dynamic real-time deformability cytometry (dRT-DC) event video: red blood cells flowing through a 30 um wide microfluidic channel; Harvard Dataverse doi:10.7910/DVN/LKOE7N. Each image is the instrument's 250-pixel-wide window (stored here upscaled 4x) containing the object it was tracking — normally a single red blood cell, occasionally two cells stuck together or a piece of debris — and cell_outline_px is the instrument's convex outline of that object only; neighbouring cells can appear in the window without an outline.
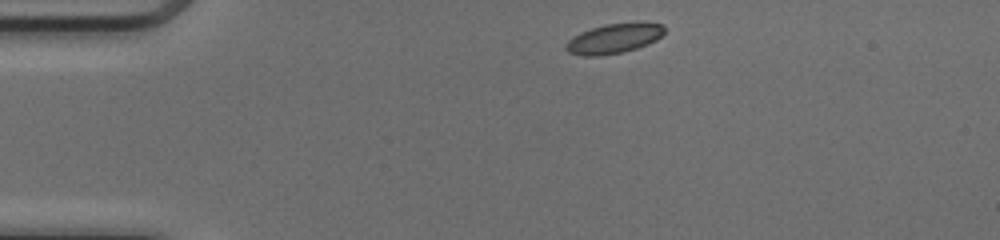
{"species": "common noctule bat (a hibernating species)", "species_latin": "Nyctalus noctula", "temperature_condition": "cold", "stored_images_in_passage": 41, "camera_frame_rate_fps": 3000, "um_per_image_px": 0.085, "animal": {"sex": "female", "body_mass_g": 17.0, "forearm_length_mm": 48.0}, "frame": {"image": 1, "passage_image": 1, "time_ms": 0.0, "image_size_px": [1000, 240], "cell_outline_px": [[664, 32], [656, 40], [648, 44], [624, 52], [600, 56], [580, 56], [568, 52], [564, 48], [568, 40], [580, 32], [604, 24], [664, 24]], "centroid_in_image_um": [52.12, 3.31], "position_along_channel_um": 32.9, "area_um2": 16.76}}
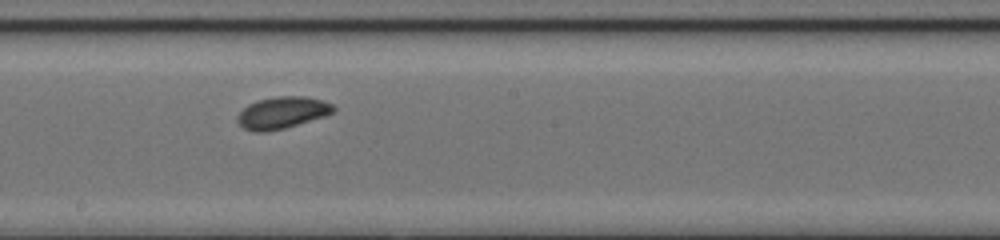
{"frame": {"image": 2, "passage_image": 19, "time_ms": 6.0, "image_size_px": [1000, 240], "cell_outline_px": [[336, 108], [332, 112], [324, 116], [284, 128], [264, 132], [252, 132], [244, 128], [236, 120], [236, 116], [248, 104], [260, 100], [276, 96], [304, 96], [324, 100], [332, 104]], "centroid_in_image_um": [23.97, 9.57], "position_along_channel_um": 224.2, "area_um2": 17.69}}
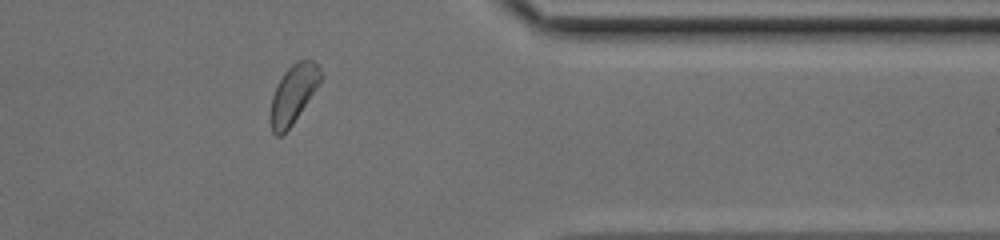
{"frame": {"image": 3, "passage_image": 32, "time_ms": 10.333, "image_size_px": [1000, 240], "cell_outline_px": [[324, 76], [320, 84], [292, 124], [280, 136], [276, 136], [272, 132], [268, 120], [268, 112], [272, 96], [276, 84], [284, 72], [296, 60], [312, 60], [320, 68]], "centroid_in_image_um": [24.9, 8.0], "position_along_channel_um": 386.5, "area_um2": 17.51}, "authors_computed_cell_mechanics": {"area_um2": 17.5712, "velocity_mm_per_s": 4.0893, "shape_relaxation_time_tau1_ms": 1.4447, "shape_relaxation_time_tau2_ms": null, "deformation_change_tau1": 0.0499, "deformation_change_tau2": null}}